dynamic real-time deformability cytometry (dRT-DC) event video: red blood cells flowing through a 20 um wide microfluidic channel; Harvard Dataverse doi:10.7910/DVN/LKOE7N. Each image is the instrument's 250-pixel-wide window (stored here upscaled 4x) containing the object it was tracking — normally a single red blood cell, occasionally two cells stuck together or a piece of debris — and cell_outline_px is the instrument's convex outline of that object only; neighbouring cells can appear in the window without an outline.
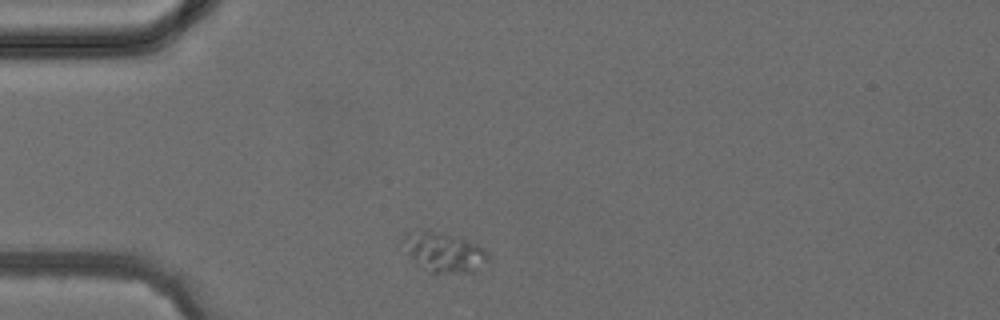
{"species": "common noctule bat (a hibernating species)", "species_latin": "Nyctalus noctula", "temperature_condition": "cold", "stored_images_in_passage": 1, "camera_frame_rate_fps": 3000, "um_per_image_px": 0.085, "animal": {"sex": "female", "body_mass_g": 24.6, "forearm_length_mm": 56.2}, "frame": {"image": 1, "passage_image": 1, "time_ms": 0.0, "image_size_px": [1000, 320], "cell_outline_px": [[492, 260], [476, 272], [428, 272], [412, 260], [408, 252], [404, 236], [408, 232], [436, 232], [464, 240], [476, 244], [484, 248], [488, 252]], "centroid_in_image_um": [37.85, 21.5], "position_along_channel_um": 47.1, "area_um2": 19.02}}